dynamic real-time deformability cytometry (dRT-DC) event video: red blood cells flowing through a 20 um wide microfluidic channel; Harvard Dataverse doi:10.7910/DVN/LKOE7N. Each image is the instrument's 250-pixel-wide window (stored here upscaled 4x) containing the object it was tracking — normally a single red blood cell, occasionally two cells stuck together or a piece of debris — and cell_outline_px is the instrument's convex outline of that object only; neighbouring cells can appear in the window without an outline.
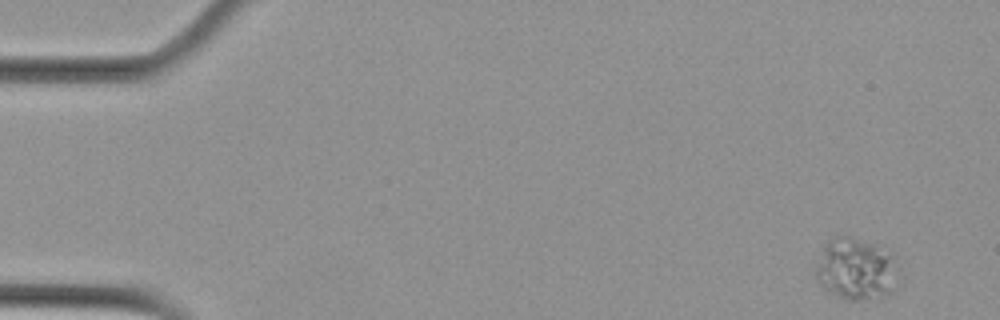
{"species": "Egyptian fruit bat (a non-hibernating species)", "species_latin": "Rousettus aegyptiacus", "temperature_condition": "cold", "stored_images_in_passage": 5, "camera_frame_rate_fps": 3000, "um_per_image_px": 0.085, "animal": {"sex": "female"}, "frame": {"image": 1, "passage_image": 1, "time_ms": 0.0, "image_size_px": [1000, 320], "cell_outline_px": [[896, 256], [888, 292], [880, 296], [860, 300], [848, 300], [828, 292], [820, 288], [812, 272], [812, 268], [824, 244], [836, 232], [840, 232], [852, 236], [892, 252]], "centroid_in_image_um": [72.55, 22.79], "position_along_channel_um": 12.4, "area_um2": 29.94}}
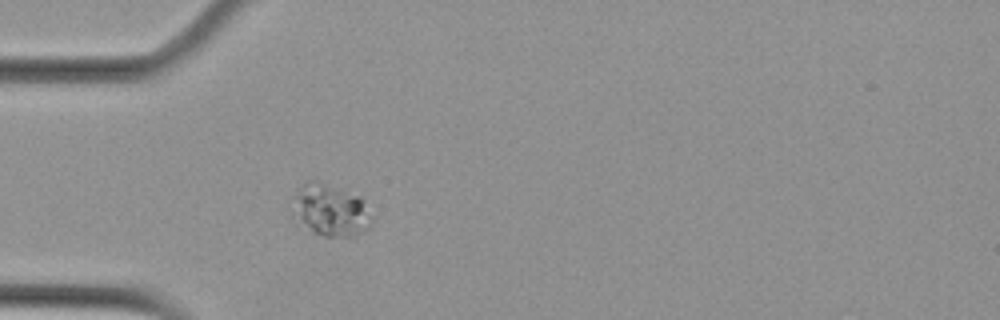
{"frame": {"image": 2, "passage_image": 5, "time_ms": 1.333, "image_size_px": [1000, 320], "cell_outline_px": [[368, 228], [356, 236], [324, 236], [312, 232], [292, 216], [292, 196], [304, 184], [312, 180], [360, 196], [368, 216]], "centroid_in_image_um": [27.99, 17.89], "position_along_channel_um": 57.0, "area_um2": 23.24}}